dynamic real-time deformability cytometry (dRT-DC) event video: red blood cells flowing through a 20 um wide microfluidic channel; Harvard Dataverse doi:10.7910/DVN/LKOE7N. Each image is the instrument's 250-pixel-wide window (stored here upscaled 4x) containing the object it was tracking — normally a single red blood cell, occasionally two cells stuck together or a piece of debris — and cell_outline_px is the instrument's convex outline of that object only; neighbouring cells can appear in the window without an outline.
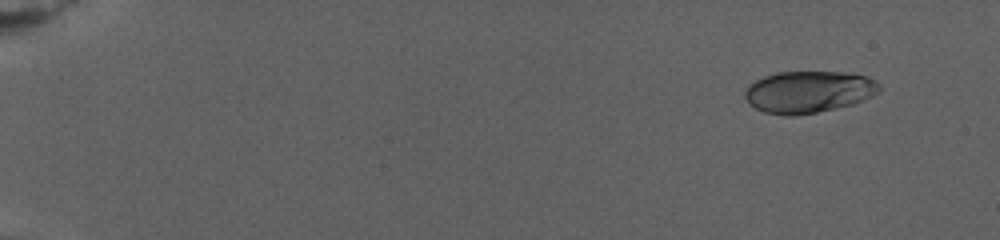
{"species": "human", "species_latin": "Homo sapiens", "temperature_condition": "warm", "stored_images_in_passage": 57, "camera_frame_rate_fps": 3000, "um_per_image_px": 0.085, "donor": {"sex": "female"}, "frame": {"image": 1, "passage_image": 1, "time_ms": 0.0, "image_size_px": [1000, 240], "cell_outline_px": [[880, 92], [872, 96], [852, 104], [816, 112], [796, 116], [784, 116], [764, 112], [756, 108], [744, 96], [744, 92], [748, 84], [764, 76], [776, 72], [844, 72], [868, 76], [880, 84]], "centroid_in_image_um": [68.73, 7.8], "position_along_channel_um": 16.3, "area_um2": 32.83}}
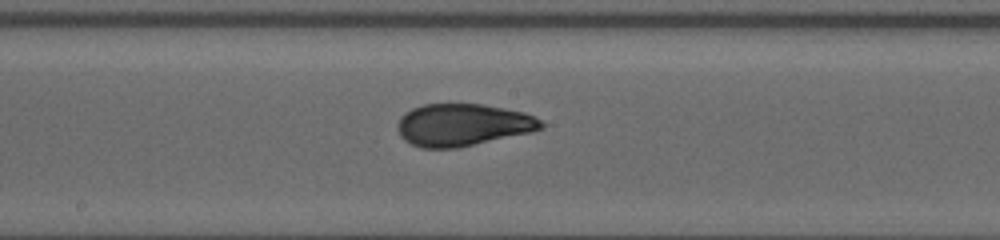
{"frame": {"image": 2, "passage_image": 31, "time_ms": 13.667, "image_size_px": [1000, 240], "cell_outline_px": [[544, 128], [532, 132], [456, 148], [420, 148], [404, 140], [400, 136], [396, 128], [396, 124], [400, 116], [404, 112], [412, 108], [424, 104], [484, 104], [524, 112], [540, 120], [544, 124]], "centroid_in_image_um": [39.29, 10.61], "position_along_channel_um": 208.9, "area_um2": 35.55}}
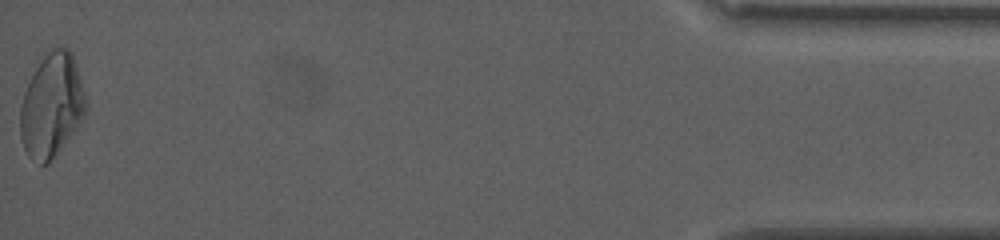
{"frame": {"image": 3, "passage_image": 57, "time_ms": 25.333, "image_size_px": [1000, 240], "cell_outline_px": [[88, 108], [84, 120], [48, 164], [40, 164], [28, 156], [24, 148], [20, 136], [20, 108], [24, 92], [36, 68], [44, 56], [52, 48], [68, 48], [72, 52], [88, 100]], "centroid_in_image_um": [4.43, 8.98], "position_along_channel_um": 430.8, "area_um2": 39.88}, "authors_computed_cell_mechanics": {"area_um2": 34.7956, "velocity_mm_per_s": 2.6017, "shape_relaxation_time_tau1_ms": null, "shape_relaxation_time_tau2_ms": 0.9999, "deformation_change_tau1": null, "deformation_change_tau2": 0.0505}}